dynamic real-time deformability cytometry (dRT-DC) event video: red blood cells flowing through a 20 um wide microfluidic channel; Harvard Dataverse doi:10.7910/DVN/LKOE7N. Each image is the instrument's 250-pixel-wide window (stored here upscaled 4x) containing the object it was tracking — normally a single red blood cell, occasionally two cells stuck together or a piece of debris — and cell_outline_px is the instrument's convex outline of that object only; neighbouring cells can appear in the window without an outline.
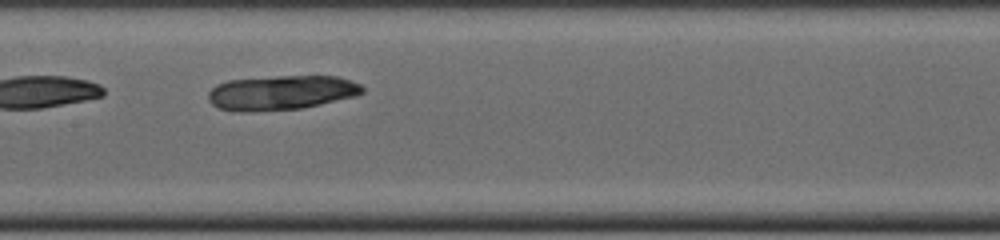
{"species": "common noctule bat (a hibernating species)", "species_latin": "Nyctalus noctula", "temperature_condition": "cold", "stored_images_in_passage": 23, "camera_frame_rate_fps": 3000, "um_per_image_px": 0.085, "animal": {"sex": "male", "body_mass_g": 19.0, "forearm_length_mm": 50.8}, "frame": {"image": 1, "passage_image": 7, "time_ms": 2.0, "image_size_px": [1000, 240], "cell_outline_px": [[364, 92], [356, 96], [320, 104], [300, 108], [248, 112], [232, 112], [220, 108], [212, 104], [208, 100], [208, 92], [216, 84], [228, 80], [276, 76], [336, 76], [360, 84], [364, 88]], "centroid_in_image_um": [23.87, 7.88], "position_along_channel_um": 183.5, "area_um2": 31.1}}
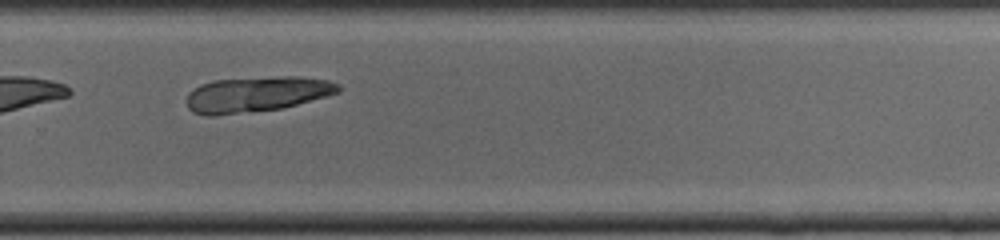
{"frame": {"image": 2, "passage_image": 14, "time_ms": 4.333, "image_size_px": [1000, 240], "cell_outline_px": [[340, 92], [284, 108], [212, 116], [208, 116], [192, 112], [188, 108], [188, 92], [200, 84], [212, 80], [280, 76], [300, 76], [328, 80], [340, 84]], "centroid_in_image_um": [21.82, 8.0], "position_along_channel_um": 308.0, "area_um2": 31.5}}
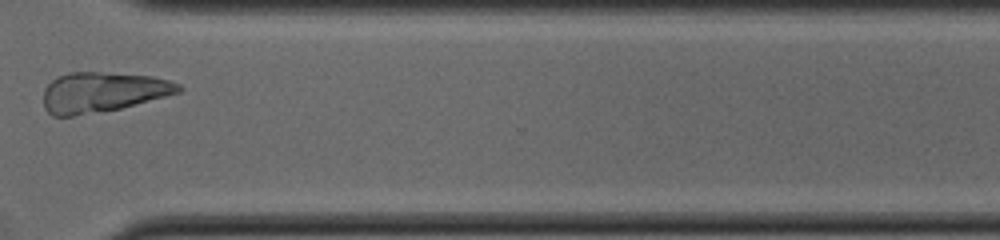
{"frame": {"image": 3, "passage_image": 17, "time_ms": 5.333, "image_size_px": [1000, 240], "cell_outline_px": [[184, 88], [180, 92], [120, 108], [72, 116], [52, 116], [44, 108], [44, 88], [56, 76], [68, 72], [100, 72], [152, 76], [168, 80], [180, 84]], "centroid_in_image_um": [8.69, 7.82], "position_along_channel_um": 361.9, "area_um2": 31.44}}